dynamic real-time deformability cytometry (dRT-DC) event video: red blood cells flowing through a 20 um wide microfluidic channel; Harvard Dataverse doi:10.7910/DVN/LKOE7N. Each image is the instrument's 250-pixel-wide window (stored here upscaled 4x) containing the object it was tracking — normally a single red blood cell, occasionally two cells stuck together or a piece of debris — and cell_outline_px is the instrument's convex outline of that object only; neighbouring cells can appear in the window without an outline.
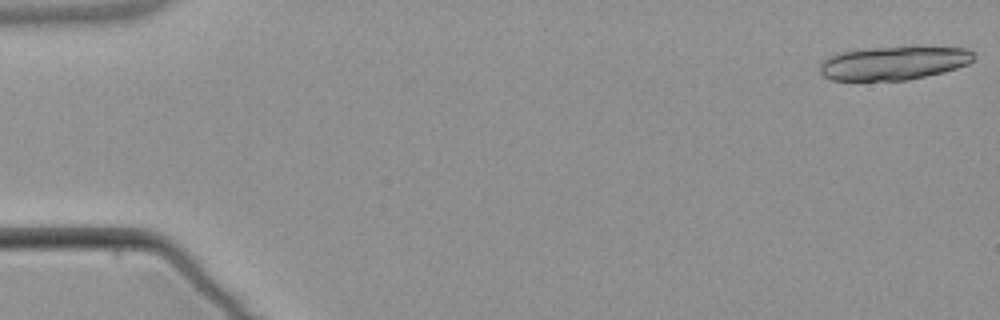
{"species": "common noctule bat (a hibernating species)", "species_latin": "Nyctalus noctula", "temperature_condition": "warm", "stored_images_in_passage": 5, "camera_frame_rate_fps": 3000, "um_per_image_px": 0.085, "animal": {"sex": "male", "body_mass_g": 21.5, "forearm_length_mm": 52.0}, "frame": {"image": 1, "passage_image": 1, "time_ms": 0.0, "image_size_px": [1000, 320], "cell_outline_px": [[976, 56], [968, 64], [944, 72], [908, 80], [832, 80], [824, 76], [820, 72], [820, 64], [824, 60], [832, 56], [844, 52], [868, 48], [912, 44], [968, 48]], "centroid_in_image_um": [76.07, 5.32], "position_along_channel_um": 8.9, "area_um2": 30.87}}